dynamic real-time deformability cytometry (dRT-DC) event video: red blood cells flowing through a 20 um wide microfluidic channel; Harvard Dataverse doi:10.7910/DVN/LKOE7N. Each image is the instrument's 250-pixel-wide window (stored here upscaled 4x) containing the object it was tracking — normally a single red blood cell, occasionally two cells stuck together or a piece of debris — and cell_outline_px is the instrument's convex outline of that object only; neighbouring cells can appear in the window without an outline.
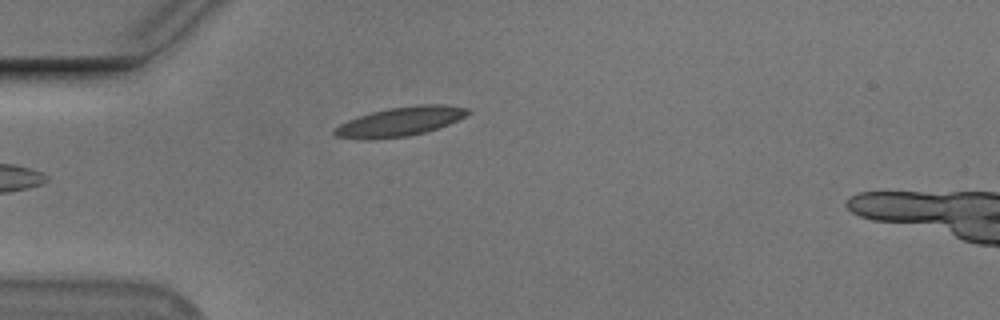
{"species": "Egyptian fruit bat (a non-hibernating species)", "species_latin": "Rousettus aegyptiacus", "temperature_condition": "cold", "stored_images_in_passage": 37, "camera_frame_rate_fps": 3000, "um_per_image_px": 0.085, "animal": {"sex": "male"}, "frame": {"image": 1, "passage_image": 2, "time_ms": 0.333, "image_size_px": [1000, 320], "cell_outline_px": [[472, 112], [448, 124], [424, 132], [408, 136], [372, 140], [360, 140], [336, 136], [332, 132], [332, 128], [348, 120], [372, 112], [388, 108], [416, 104], [444, 104], [468, 108]], "centroid_in_image_um": [33.97, 10.33], "position_along_channel_um": 51.0, "area_um2": 22.77}}
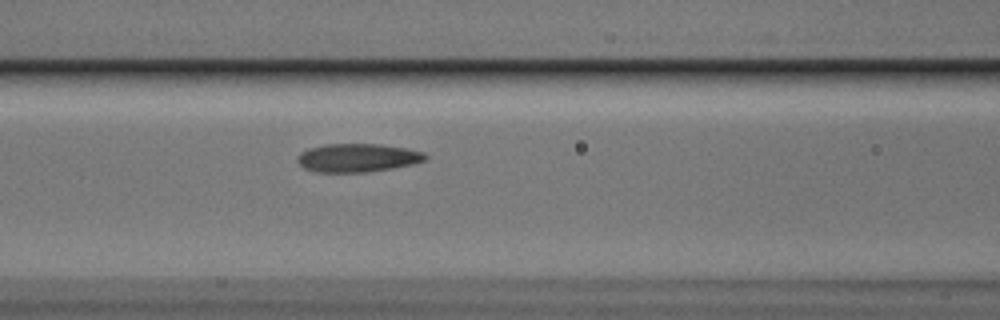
{"frame": {"image": 2, "passage_image": 10, "time_ms": 3.0, "image_size_px": [1000, 320], "cell_outline_px": [[428, 160], [412, 164], [392, 168], [368, 172], [316, 172], [304, 168], [296, 160], [296, 156], [300, 152], [308, 148], [324, 144], [380, 144], [408, 148], [424, 152], [428, 156]], "centroid_in_image_um": [30.4, 13.41], "position_along_channel_um": 136.2, "area_um2": 21.44}}
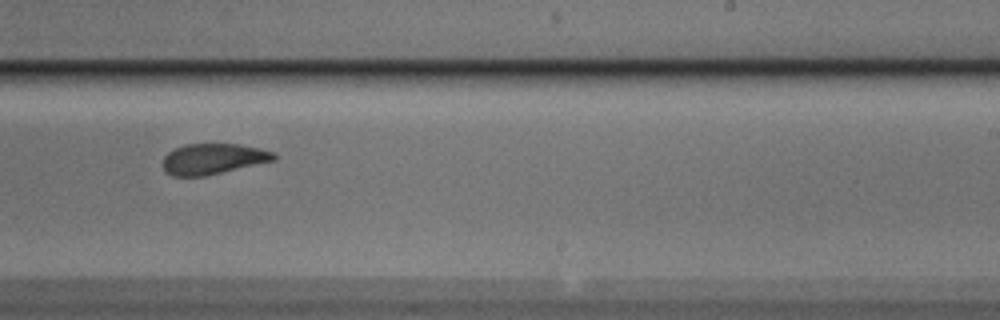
{"frame": {"image": 3, "passage_image": 21, "time_ms": 6.667, "image_size_px": [1000, 320], "cell_outline_px": [[276, 160], [204, 176], [172, 176], [164, 168], [164, 156], [168, 152], [184, 144], [240, 144], [260, 148], [276, 152]], "centroid_in_image_um": [18.15, 13.49], "position_along_channel_um": 270.8, "area_um2": 19.77}, "authors_computed_cell_mechanics": {"area_um2": 21.4438, "velocity_mm_per_s": 3.6863, "shape_relaxation_time_tau1_ms": 10.7578, "shape_relaxation_time_tau2_ms": 1.8002, "deformation_change_tau1": 0.2176, "deformation_change_tau2": 0.0737}}